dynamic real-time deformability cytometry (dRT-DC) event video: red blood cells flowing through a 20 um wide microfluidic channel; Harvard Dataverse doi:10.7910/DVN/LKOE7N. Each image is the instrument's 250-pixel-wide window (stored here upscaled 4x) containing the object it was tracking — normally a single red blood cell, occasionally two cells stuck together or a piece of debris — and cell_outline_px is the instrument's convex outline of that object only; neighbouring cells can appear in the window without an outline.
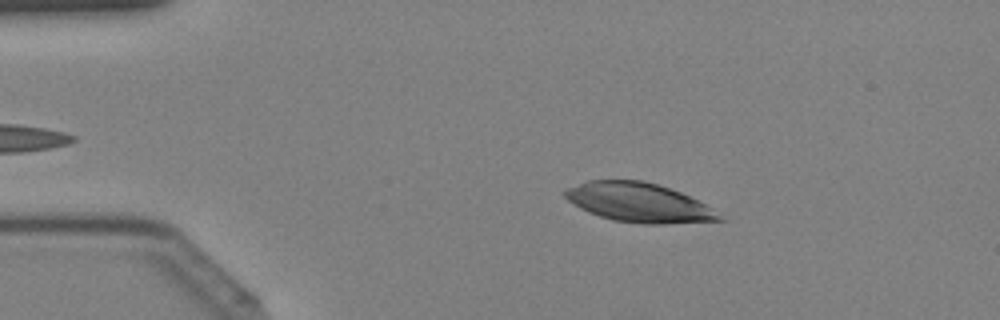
{"species": "Egyptian fruit bat (a non-hibernating species)", "species_latin": "Rousettus aegyptiacus", "temperature_condition": "cold", "stored_images_in_passage": 42, "camera_frame_rate_fps": 3000, "um_per_image_px": 0.085, "animal": {"sex": "female"}, "frame": {"image": 1, "passage_image": 7, "time_ms": 2.0, "image_size_px": [1000, 320], "cell_outline_px": [[728, 220], [664, 224], [644, 224], [612, 220], [588, 212], [580, 208], [568, 200], [564, 196], [564, 192], [568, 188], [588, 180], [644, 180], [680, 192], [712, 208]], "centroid_in_image_um": [54.31, 17.23], "position_along_channel_um": 30.7, "area_um2": 35.08}}
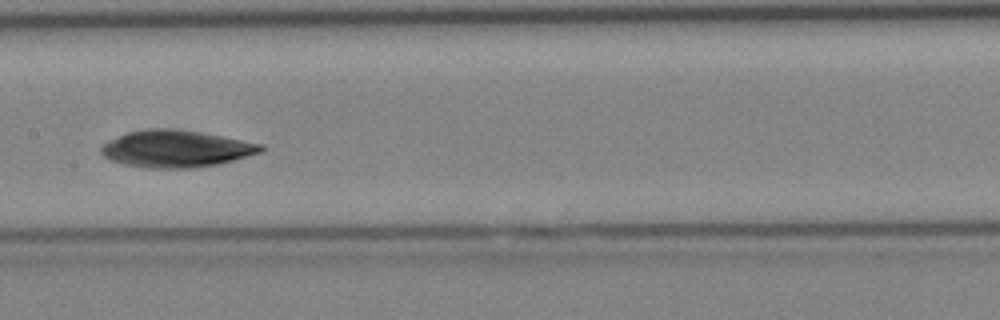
{"frame": {"image": 2, "passage_image": 21, "time_ms": 6.667, "image_size_px": [1000, 320], "cell_outline_px": [[264, 148], [260, 152], [220, 164], [192, 168], [144, 168], [124, 164], [108, 160], [100, 152], [100, 148], [104, 144], [128, 132], [148, 128], [176, 128], [200, 132], [264, 144]], "centroid_in_image_um": [14.96, 12.65], "position_along_channel_um": 192.4, "area_um2": 34.39}}
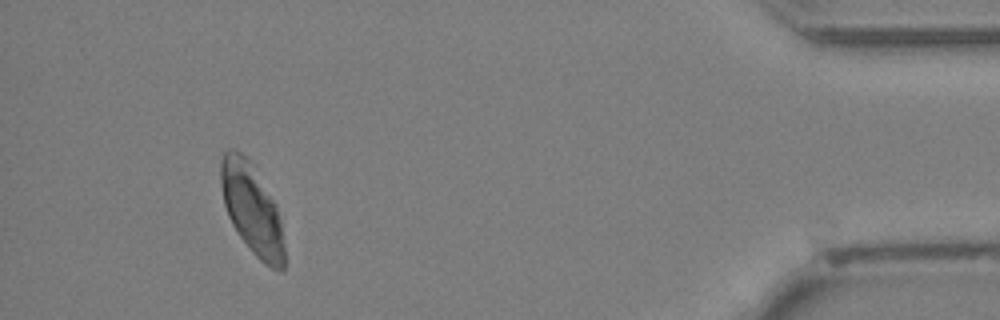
{"frame": {"image": 3, "passage_image": 39, "time_ms": 12.667, "image_size_px": [1000, 320], "cell_outline_px": [[284, 268], [280, 272], [264, 264], [252, 252], [240, 236], [232, 224], [228, 216], [224, 204], [220, 184], [220, 160], [224, 152], [228, 148], [232, 148], [248, 156], [276, 204], [280, 220], [284, 244]], "centroid_in_image_um": [21.4, 17.73], "position_along_channel_um": 413.8, "area_um2": 33.7}}